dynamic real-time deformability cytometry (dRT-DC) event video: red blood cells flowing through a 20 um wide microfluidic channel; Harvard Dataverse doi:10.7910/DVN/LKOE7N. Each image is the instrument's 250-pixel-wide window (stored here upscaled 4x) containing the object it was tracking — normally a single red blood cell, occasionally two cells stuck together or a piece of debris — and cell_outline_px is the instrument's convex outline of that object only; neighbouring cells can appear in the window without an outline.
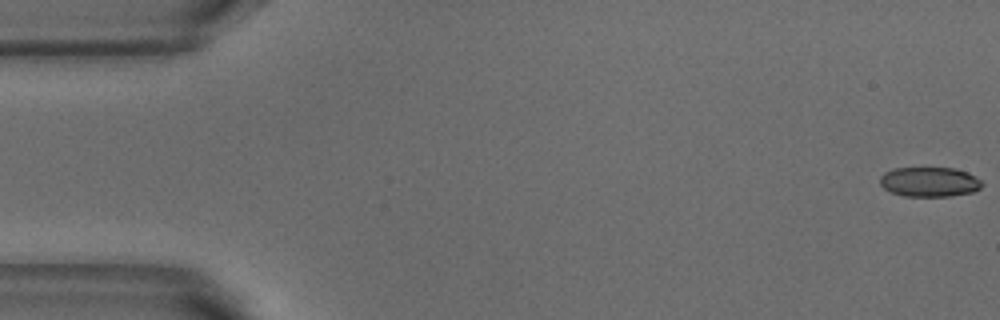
{"species": "common noctule bat (a hibernating species)", "species_latin": "Nyctalus noctula", "temperature_condition": "warm", "stored_images_in_passage": 4, "camera_frame_rate_fps": 3000, "um_per_image_px": 0.085, "animal": {"sex": "male", "body_mass_g": 18.8}, "frame": {"image": 1, "passage_image": 1, "time_ms": 0.0, "image_size_px": [1000, 320], "cell_outline_px": [[984, 184], [980, 188], [972, 192], [948, 196], [904, 196], [892, 192], [884, 188], [880, 184], [880, 176], [884, 172], [896, 168], [952, 168], [968, 172], [980, 180]], "centroid_in_image_um": [79.0, 15.46], "position_along_channel_um": 6.0, "area_um2": 17.57}}
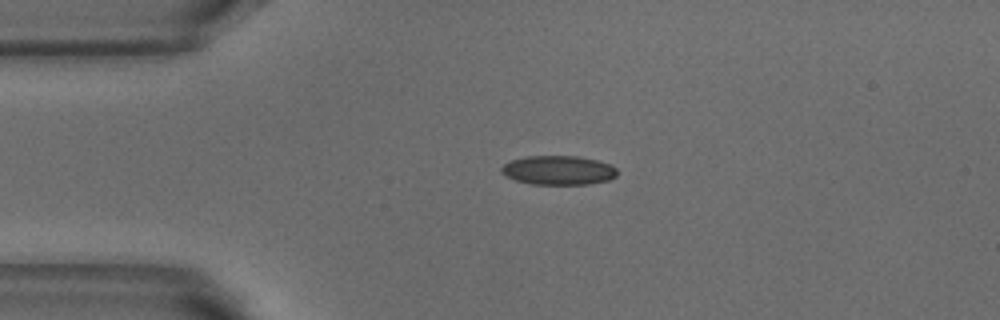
{"frame": {"image": 2, "passage_image": 4, "time_ms": 1.0, "image_size_px": [1000, 320], "cell_outline_px": [[616, 176], [608, 180], [588, 184], [532, 184], [516, 180], [504, 176], [500, 172], [500, 168], [504, 164], [512, 160], [524, 156], [576, 156], [596, 160], [612, 164], [616, 168]], "centroid_in_image_um": [47.44, 14.47], "position_along_channel_um": 37.6, "area_um2": 19.71}}